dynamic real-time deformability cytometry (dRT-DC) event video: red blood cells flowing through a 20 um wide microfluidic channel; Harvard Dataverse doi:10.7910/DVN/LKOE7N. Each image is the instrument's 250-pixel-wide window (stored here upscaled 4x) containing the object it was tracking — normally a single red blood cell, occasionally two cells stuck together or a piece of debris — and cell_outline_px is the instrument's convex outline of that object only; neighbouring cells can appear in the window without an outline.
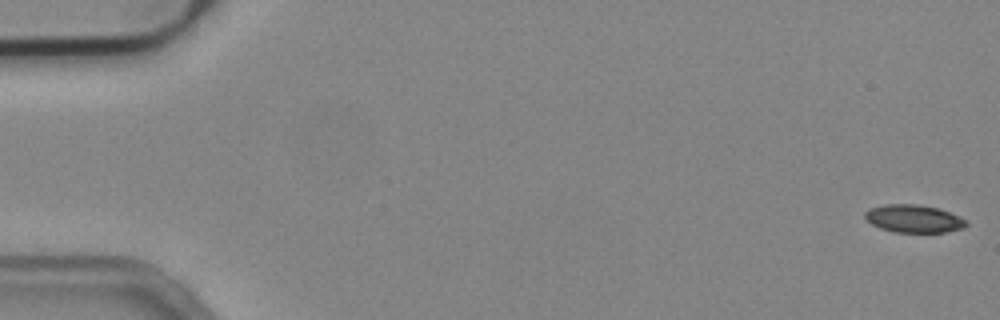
{"species": "common noctule bat (a hibernating species)", "species_latin": "Nyctalus noctula", "temperature_condition": "cold", "stored_images_in_passage": 54, "camera_frame_rate_fps": 3000, "um_per_image_px": 0.085, "animal": {"sex": "male", "body_mass_g": 19.2, "forearm_length_mm": 51.8}, "frame": {"image": 1, "passage_image": 1, "time_ms": 0.0, "image_size_px": [1000, 320], "cell_outline_px": [[968, 224], [964, 228], [944, 232], [892, 232], [880, 228], [872, 224], [864, 216], [864, 212], [868, 208], [888, 204], [916, 204], [936, 208], [960, 216], [968, 220]], "centroid_in_image_um": [77.67, 18.59], "position_along_channel_um": 7.3, "area_um2": 16.42}}
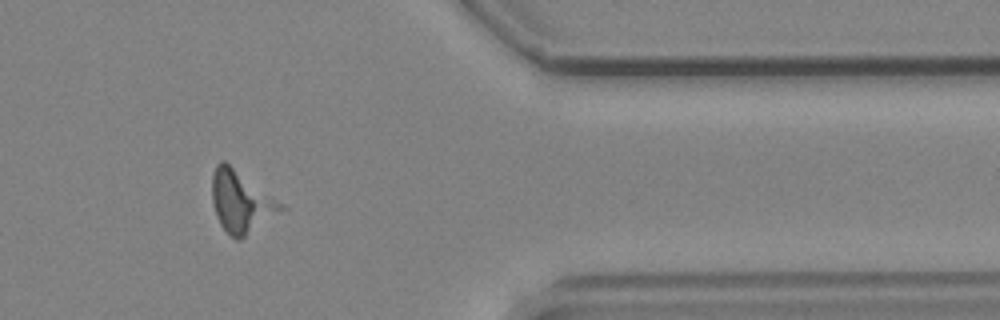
{"frame": {"image": 2, "passage_image": 45, "time_ms": 14.667, "image_size_px": [1000, 320], "cell_outline_px": [[288, 208], [240, 240], [236, 240], [220, 224], [216, 216], [212, 200], [212, 176], [216, 164], [220, 160], [224, 160], [284, 204]], "centroid_in_image_um": [20.51, 17.15], "position_along_channel_um": 390.9, "area_um2": 24.74}}
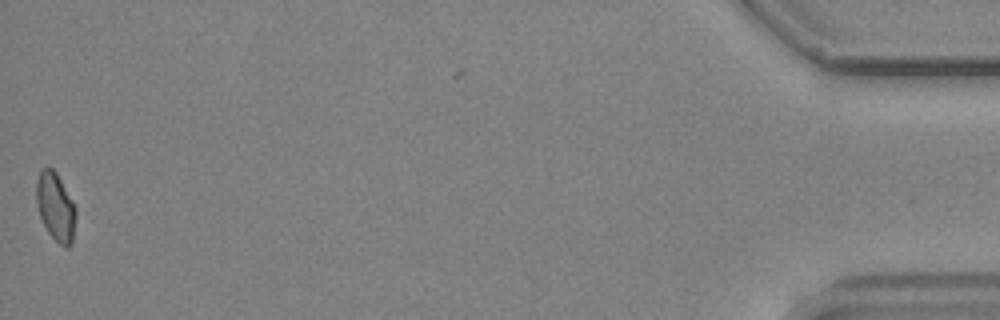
{"frame": {"image": 3, "passage_image": 54, "time_ms": 17.667, "image_size_px": [1000, 320], "cell_outline_px": [[76, 216], [72, 244], [68, 248], [64, 248], [48, 232], [40, 216], [36, 204], [36, 180], [40, 172], [44, 168], [52, 168], [56, 172], [76, 208]], "centroid_in_image_um": [4.73, 17.61], "position_along_channel_um": 430.5, "area_um2": 15.61}}